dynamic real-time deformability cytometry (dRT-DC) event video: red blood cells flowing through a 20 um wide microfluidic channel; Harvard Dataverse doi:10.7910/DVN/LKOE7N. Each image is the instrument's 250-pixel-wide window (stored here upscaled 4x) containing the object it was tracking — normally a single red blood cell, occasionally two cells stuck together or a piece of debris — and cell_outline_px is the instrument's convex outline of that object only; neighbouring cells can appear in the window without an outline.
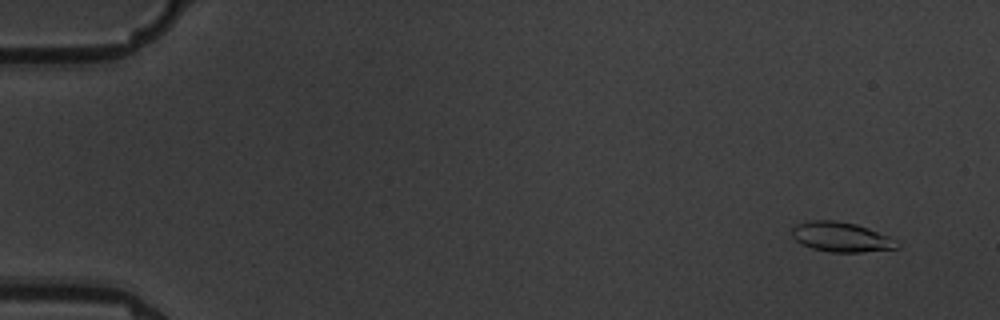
{"species": "common noctule bat (a hibernating species)", "species_latin": "Nyctalus noctula", "temperature_condition": "warm", "stored_images_in_passage": 17, "camera_frame_rate_fps": 3000, "um_per_image_px": 0.085, "animal": {"sex": "male", "body_mass_g": 19.5, "forearm_length_mm": 54.6}, "frame": {"image": 1, "passage_image": 2, "time_ms": 1.333, "image_size_px": [1000, 320], "cell_outline_px": [[900, 248], [860, 252], [828, 252], [812, 248], [800, 244], [792, 236], [792, 228], [796, 224], [804, 220], [836, 220], [856, 224], [868, 228], [888, 236], [896, 240], [900, 244]], "centroid_in_image_um": [71.47, 20.14], "position_along_channel_um": 13.5, "area_um2": 18.44}}
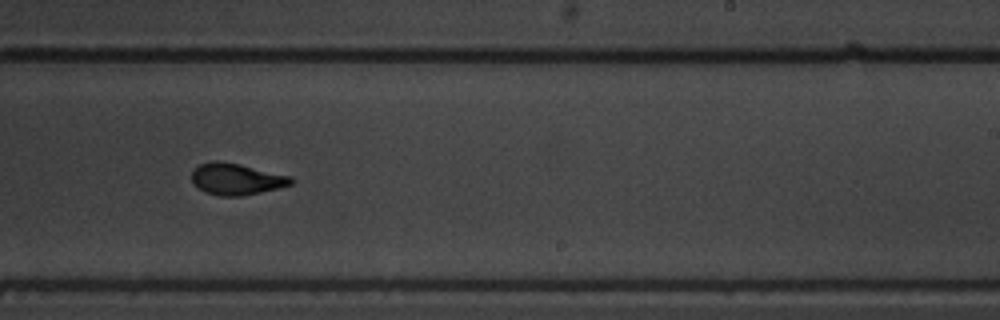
{"frame": {"image": 2, "passage_image": 11, "time_ms": 12.333, "image_size_px": [1000, 320], "cell_outline_px": [[296, 180], [292, 184], [260, 192], [240, 196], [220, 196], [204, 192], [192, 184], [192, 172], [200, 164], [212, 160], [220, 160], [240, 164], [292, 176]], "centroid_in_image_um": [20.08, 15.21], "position_along_channel_um": 268.9, "area_um2": 18.38}}
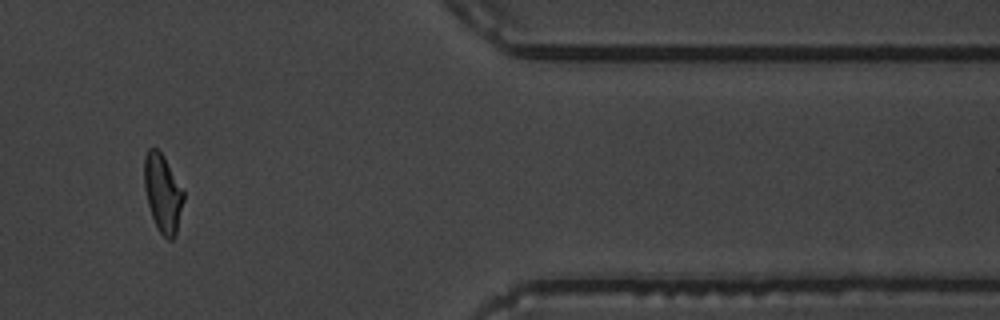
{"frame": {"image": 3, "passage_image": 14, "time_ms": 16.667, "image_size_px": [1000, 320], "cell_outline_px": [[184, 200], [176, 236], [172, 240], [168, 240], [160, 232], [152, 216], [148, 204], [144, 188], [144, 156], [148, 148], [156, 148], [164, 156], [184, 192]], "centroid_in_image_um": [13.83, 16.42], "position_along_channel_um": 397.6, "area_um2": 17.86}}